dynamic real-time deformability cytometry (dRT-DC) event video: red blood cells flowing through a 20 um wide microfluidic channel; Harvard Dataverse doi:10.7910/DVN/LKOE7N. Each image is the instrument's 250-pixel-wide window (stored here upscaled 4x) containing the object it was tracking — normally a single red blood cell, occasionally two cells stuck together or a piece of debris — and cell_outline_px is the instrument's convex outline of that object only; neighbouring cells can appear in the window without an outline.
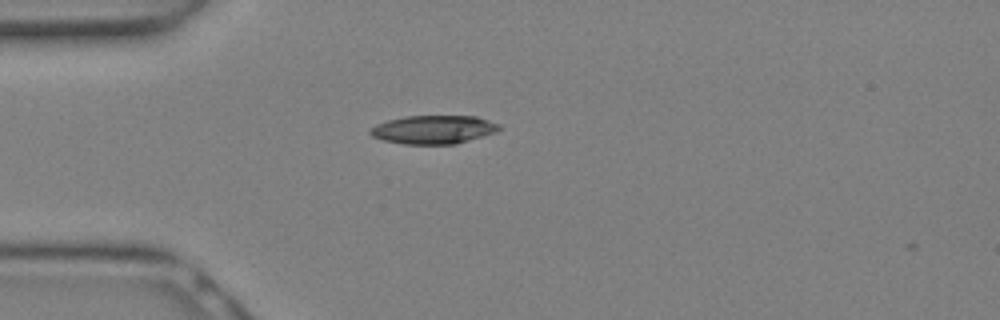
{"species": "Egyptian fruit bat (a non-hibernating species)", "species_latin": "Rousettus aegyptiacus", "temperature_condition": "warm", "stored_images_in_passage": 7, "camera_frame_rate_fps": 3000, "um_per_image_px": 0.085, "animal": {"sex": "female"}, "frame": {"image": 1, "passage_image": 1, "time_ms": 0.0, "image_size_px": [1000, 320], "cell_outline_px": [[500, 128], [496, 132], [456, 144], [404, 144], [384, 140], [372, 136], [368, 132], [376, 124], [388, 120], [404, 116], [476, 116], [500, 124]], "centroid_in_image_um": [36.85, 11.01], "position_along_channel_um": 48.1, "area_um2": 21.33}}
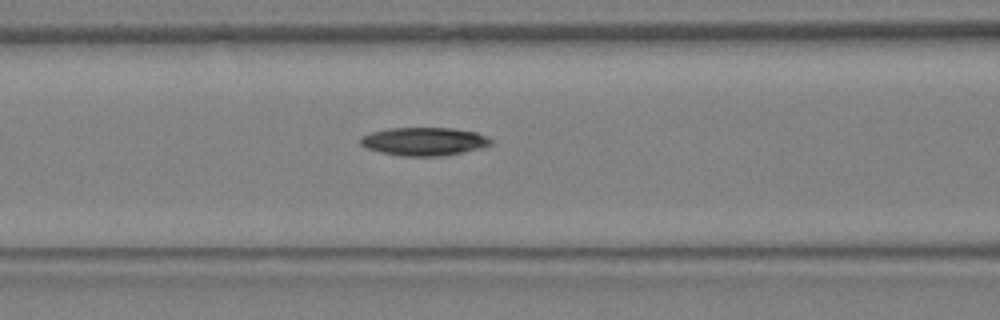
{"frame": {"image": 2, "passage_image": 5, "time_ms": 1.333, "image_size_px": [1000, 320], "cell_outline_px": [[492, 144], [480, 148], [440, 156], [404, 156], [380, 152], [368, 148], [360, 144], [360, 136], [372, 132], [388, 128], [452, 128], [476, 132], [492, 140]], "centroid_in_image_um": [36.01, 12.01], "position_along_channel_um": 130.6, "area_um2": 21.21}}
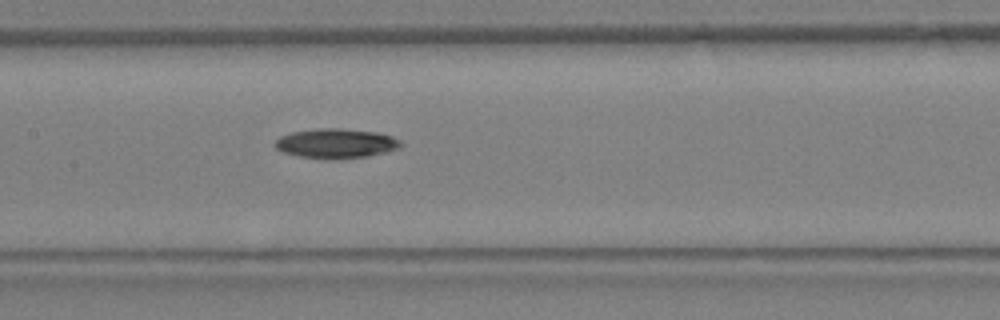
{"frame": {"image": 3, "passage_image": 7, "time_ms": 2.0, "image_size_px": [1000, 320], "cell_outline_px": [[404, 144], [400, 148], [368, 156], [296, 156], [284, 152], [276, 148], [276, 140], [280, 136], [292, 132], [324, 128], [340, 128], [376, 132], [392, 136], [400, 140]], "centroid_in_image_um": [28.61, 12.14], "position_along_channel_um": 178.8, "area_um2": 20.69}}